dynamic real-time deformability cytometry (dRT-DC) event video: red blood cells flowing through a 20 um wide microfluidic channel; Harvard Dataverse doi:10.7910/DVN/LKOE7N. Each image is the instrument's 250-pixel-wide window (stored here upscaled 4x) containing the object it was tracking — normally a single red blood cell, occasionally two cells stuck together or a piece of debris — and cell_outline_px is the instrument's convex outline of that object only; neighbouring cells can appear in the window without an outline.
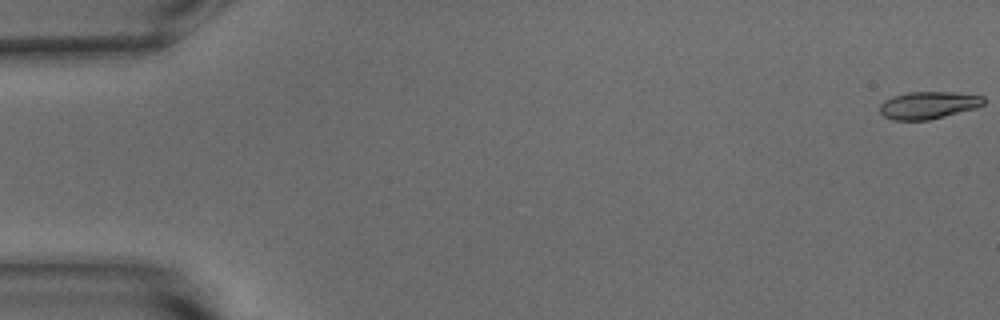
{"species": "common noctule bat (a hibernating species)", "species_latin": "Nyctalus noctula", "temperature_condition": "warm", "stored_images_in_passage": 54, "camera_frame_rate_fps": 3000, "um_per_image_px": 0.085, "animal": {"sex": "male", "body_mass_g": 15.6}, "frame": {"image": 1, "passage_image": 1, "time_ms": 0.0, "image_size_px": [1000, 320], "cell_outline_px": [[984, 104], [976, 108], [928, 120], [892, 120], [884, 116], [880, 112], [880, 104], [884, 100], [892, 96], [908, 92], [952, 92], [984, 96]], "centroid_in_image_um": [78.89, 8.93], "position_along_channel_um": 6.1, "area_um2": 16.53}}
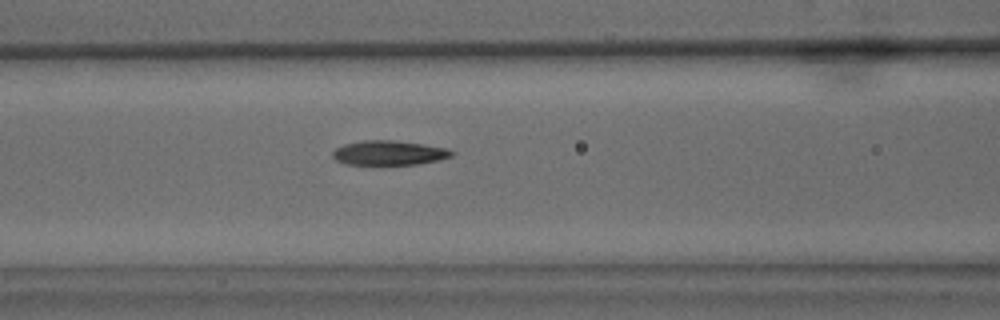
{"frame": {"image": 2, "passage_image": 23, "time_ms": 7.333, "image_size_px": [1000, 320], "cell_outline_px": [[456, 152], [452, 156], [440, 160], [420, 164], [380, 168], [344, 164], [336, 160], [332, 156], [332, 152], [336, 148], [344, 144], [364, 140], [396, 140], [424, 144], [448, 148]], "centroid_in_image_um": [33.06, 13.05], "position_along_channel_um": 133.5, "area_um2": 18.26}}
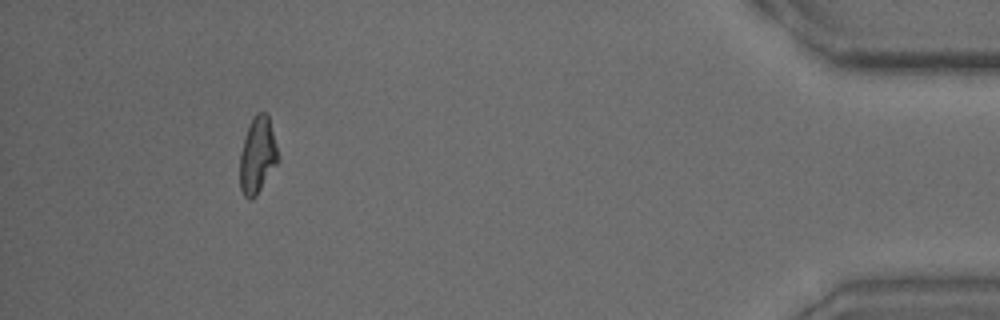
{"frame": {"image": 3, "passage_image": 50, "time_ms": 16.333, "image_size_px": [1000, 320], "cell_outline_px": [[280, 160], [256, 196], [252, 200], [248, 200], [244, 196], [240, 188], [240, 152], [248, 124], [256, 112], [268, 112], [280, 156]], "centroid_in_image_um": [21.91, 13.18], "position_along_channel_um": 413.3, "area_um2": 17.51}, "authors_computed_cell_mechanics": {"area_um2": 17.3689, "velocity_mm_per_s": 3.7943, "shape_relaxation_time_tau1_ms": 9.2244, "shape_relaxation_time_tau2_ms": 2.596, "deformation_change_tau1": 0.2613, "deformation_change_tau2": 0.0869}}